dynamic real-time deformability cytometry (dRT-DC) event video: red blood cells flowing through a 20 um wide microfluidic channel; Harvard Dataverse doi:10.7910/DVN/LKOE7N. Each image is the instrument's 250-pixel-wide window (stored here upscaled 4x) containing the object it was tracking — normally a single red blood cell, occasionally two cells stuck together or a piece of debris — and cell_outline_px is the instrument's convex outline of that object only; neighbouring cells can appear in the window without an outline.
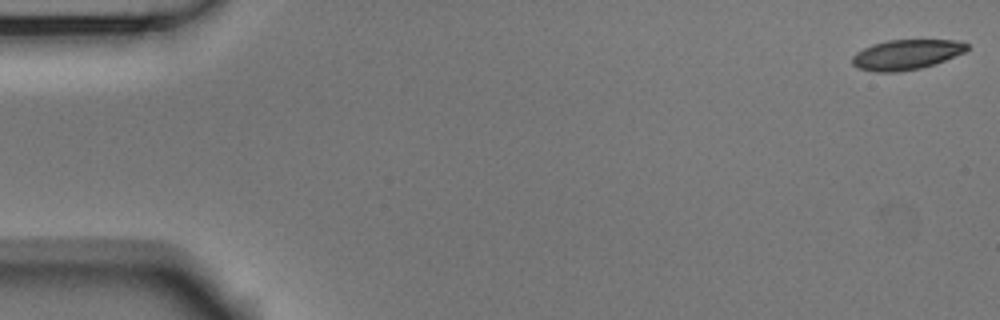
{"species": "Egyptian fruit bat (a non-hibernating species)", "species_latin": "Rousettus aegyptiacus", "temperature_condition": "room temperature", "stored_images_in_passage": 54, "camera_frame_rate_fps": 3000, "um_per_image_px": 0.085, "animal": {"sex": "male"}, "frame": {"image": 1, "passage_image": 1, "time_ms": 0.0, "image_size_px": [1000, 320], "cell_outline_px": [[968, 48], [964, 52], [944, 60], [920, 68], [900, 72], [876, 72], [856, 68], [852, 64], [852, 56], [856, 52], [872, 44], [888, 40], [956, 40], [968, 44]], "centroid_in_image_um": [76.99, 4.64], "position_along_channel_um": 8.0, "area_um2": 20.0}}
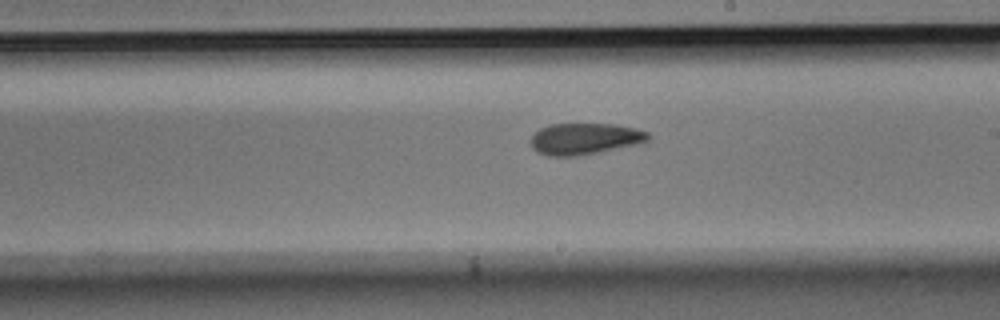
{"frame": {"image": 2, "passage_image": 31, "time_ms": 10.0, "image_size_px": [1000, 320], "cell_outline_px": [[652, 136], [648, 140], [640, 144], [576, 156], [548, 156], [536, 152], [532, 148], [528, 140], [540, 128], [548, 124], [616, 124], [636, 128], [648, 132]], "centroid_in_image_um": [49.7, 11.79], "position_along_channel_um": 239.3, "area_um2": 21.79}}
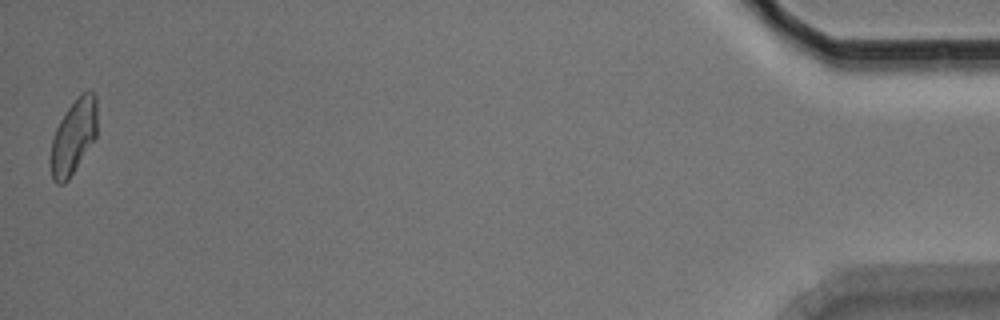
{"frame": {"image": 3, "passage_image": 54, "time_ms": 17.667, "image_size_px": [1000, 320], "cell_outline_px": [[96, 136], [68, 180], [64, 184], [56, 184], [52, 180], [48, 160], [52, 140], [56, 128], [60, 120], [68, 108], [88, 88], [96, 96]], "centroid_in_image_um": [6.2, 11.68], "position_along_channel_um": 429.0, "area_um2": 20.17}, "authors_computed_cell_mechanics": {"area_um2": 21.1837, "velocity_mm_per_s": 3.6961, "shape_relaxation_time_tau1_ms": 6.1386, "shape_relaxation_time_tau2_ms": 2.7994, "deformation_change_tau1": 0.1381, "deformation_change_tau2": 0.0858}}